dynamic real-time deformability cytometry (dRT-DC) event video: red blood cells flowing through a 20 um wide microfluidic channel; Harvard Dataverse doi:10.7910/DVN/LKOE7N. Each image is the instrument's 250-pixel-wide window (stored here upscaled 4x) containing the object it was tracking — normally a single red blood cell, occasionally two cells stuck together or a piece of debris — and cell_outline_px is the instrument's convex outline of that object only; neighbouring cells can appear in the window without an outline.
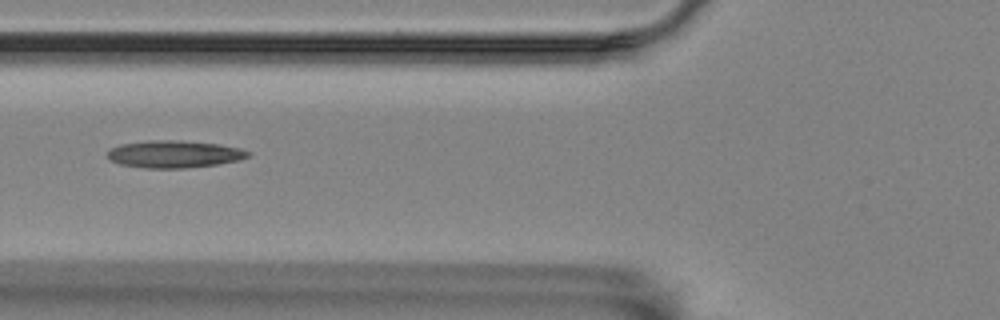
{"species": "Egyptian fruit bat (a non-hibernating species)", "species_latin": "Rousettus aegyptiacus", "temperature_condition": "room temperature", "stored_images_in_passage": 3, "camera_frame_rate_fps": 3000, "um_per_image_px": 0.085, "animal": {"sex": "female"}, "frame": {"image": 1, "passage_image": 3, "time_ms": 0.667, "image_size_px": [1000, 320], "cell_outline_px": [[252, 152], [248, 156], [236, 160], [216, 164], [184, 168], [144, 168], [120, 164], [112, 160], [108, 156], [108, 152], [112, 148], [120, 144], [148, 140], [180, 140], [220, 144], [240, 148]], "centroid_in_image_um": [14.81, 13.09], "position_along_channel_um": 111.0, "area_um2": 22.2}}